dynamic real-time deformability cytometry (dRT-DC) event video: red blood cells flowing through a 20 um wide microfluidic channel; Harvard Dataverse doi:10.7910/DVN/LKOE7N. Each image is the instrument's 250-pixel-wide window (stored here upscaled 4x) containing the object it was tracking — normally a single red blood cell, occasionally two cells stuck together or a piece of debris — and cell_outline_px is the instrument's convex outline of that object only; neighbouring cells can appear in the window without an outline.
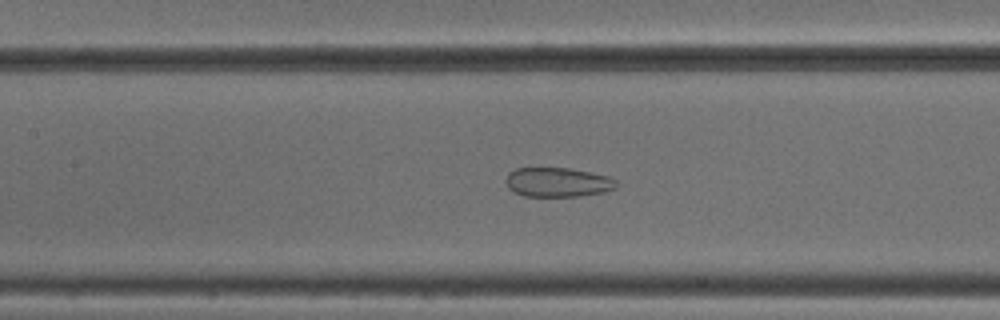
{"species": "common noctule bat (a hibernating species)", "species_latin": "Nyctalus noctula", "temperature_condition": "cold", "stored_images_in_passage": 37, "camera_frame_rate_fps": 3000, "um_per_image_px": 0.085, "animal": {"sex": "male", "body_mass_g": 18.8}, "frame": {"image": 1, "passage_image": 9, "time_ms": 2.667, "image_size_px": [1000, 320], "cell_outline_px": [[620, 184], [616, 188], [604, 192], [576, 196], [524, 196], [508, 188], [504, 180], [508, 172], [516, 168], [568, 168], [608, 176], [616, 180]], "centroid_in_image_um": [47.4, 15.49], "position_along_channel_um": 160.0, "area_um2": 18.96}}
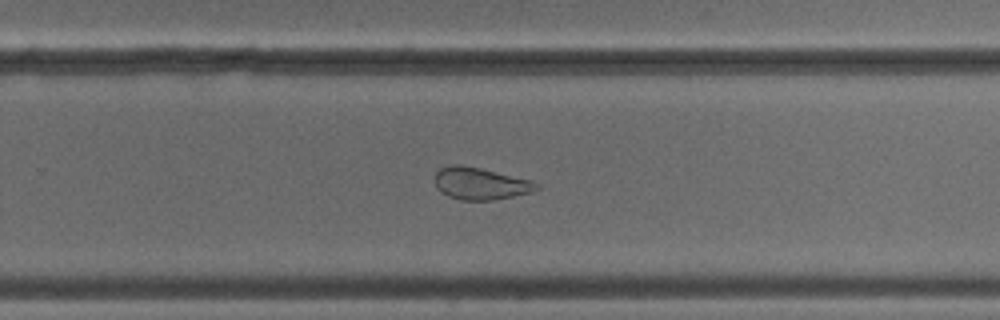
{"frame": {"image": 2, "passage_image": 19, "time_ms": 6.0, "image_size_px": [1000, 320], "cell_outline_px": [[540, 188], [532, 192], [492, 200], [460, 200], [448, 196], [440, 192], [436, 188], [432, 180], [436, 172], [440, 168], [452, 164], [460, 164], [480, 168], [532, 180], [540, 184]], "centroid_in_image_um": [40.79, 15.6], "position_along_channel_um": 289.0, "area_um2": 19.31}}
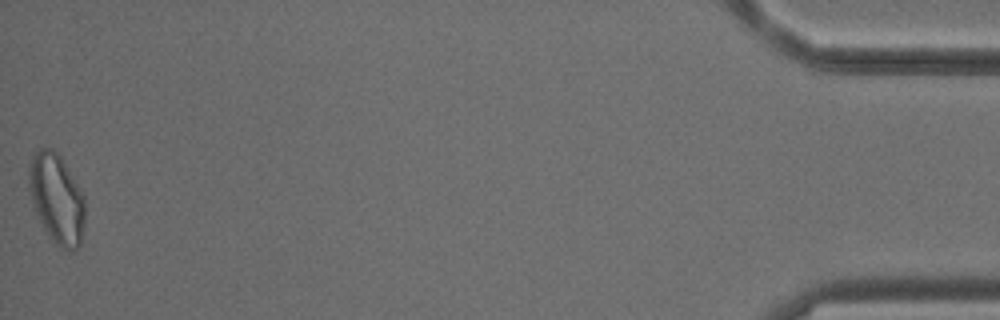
{"frame": {"image": 3, "passage_image": 37, "time_ms": 12.0, "image_size_px": [1000, 320], "cell_outline_px": [[84, 224], [80, 244], [72, 252], [68, 252], [60, 248], [48, 236], [32, 204], [28, 188], [28, 164], [32, 156], [40, 148], [52, 148], [60, 156], [84, 196]], "centroid_in_image_um": [4.79, 16.9], "position_along_channel_um": 430.4, "area_um2": 29.36}, "authors_computed_cell_mechanics": {"area_um2": 20.9814, "velocity_mm_per_s": 3.8796, "shape_relaxation_time_tau1_ms": null, "shape_relaxation_time_tau2_ms": 2.3921, "deformation_change_tau1": null, "deformation_change_tau2": 0.1014}}